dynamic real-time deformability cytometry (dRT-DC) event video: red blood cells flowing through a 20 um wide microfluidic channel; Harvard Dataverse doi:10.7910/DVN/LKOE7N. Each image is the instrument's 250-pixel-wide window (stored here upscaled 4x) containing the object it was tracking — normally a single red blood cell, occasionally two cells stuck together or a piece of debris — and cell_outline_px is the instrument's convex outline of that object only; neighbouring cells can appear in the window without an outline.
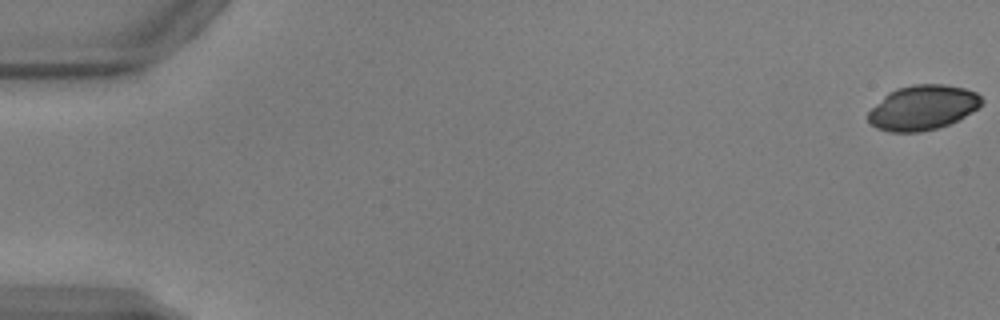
{"species": "common noctule bat (a hibernating species)", "species_latin": "Nyctalus noctula", "temperature_condition": "warm", "stored_images_in_passage": 18, "camera_frame_rate_fps": 3000, "um_per_image_px": 0.085, "animal": {"sex": "male", "body_mass_g": 17.9, "forearm_length_mm": 54.2}, "frame": {"image": 1, "passage_image": 1, "time_ms": 0.0, "image_size_px": [1000, 320], "cell_outline_px": [[984, 100], [972, 112], [948, 124], [936, 128], [920, 132], [888, 132], [876, 128], [868, 120], [868, 112], [888, 92], [896, 88], [912, 84], [944, 84], [964, 88], [976, 92]], "centroid_in_image_um": [78.41, 9.14], "position_along_channel_um": 6.6, "area_um2": 29.48}}